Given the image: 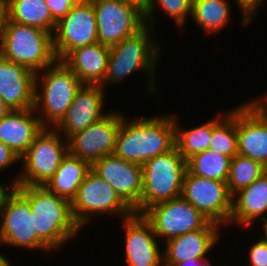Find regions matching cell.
I'll use <instances>...</instances> for the list:
<instances>
[{"label":"cell","instance_id":"39","mask_svg":"<svg viewBox=\"0 0 267 266\" xmlns=\"http://www.w3.org/2000/svg\"><path fill=\"white\" fill-rule=\"evenodd\" d=\"M253 100V104L267 117V93Z\"/></svg>","mask_w":267,"mask_h":266},{"label":"cell","instance_id":"23","mask_svg":"<svg viewBox=\"0 0 267 266\" xmlns=\"http://www.w3.org/2000/svg\"><path fill=\"white\" fill-rule=\"evenodd\" d=\"M267 172L232 197L230 224L252 227L258 218L267 221ZM234 222V223H233ZM245 226V227H243Z\"/></svg>","mask_w":267,"mask_h":266},{"label":"cell","instance_id":"5","mask_svg":"<svg viewBox=\"0 0 267 266\" xmlns=\"http://www.w3.org/2000/svg\"><path fill=\"white\" fill-rule=\"evenodd\" d=\"M187 161L175 146L142 165V195L140 214L153 205L180 197Z\"/></svg>","mask_w":267,"mask_h":266},{"label":"cell","instance_id":"35","mask_svg":"<svg viewBox=\"0 0 267 266\" xmlns=\"http://www.w3.org/2000/svg\"><path fill=\"white\" fill-rule=\"evenodd\" d=\"M16 162H21L20 157L0 141V172L7 170L8 166L12 167Z\"/></svg>","mask_w":267,"mask_h":266},{"label":"cell","instance_id":"28","mask_svg":"<svg viewBox=\"0 0 267 266\" xmlns=\"http://www.w3.org/2000/svg\"><path fill=\"white\" fill-rule=\"evenodd\" d=\"M174 115L176 147L187 161L190 157L209 149L212 136V119L199 126L184 129L178 124Z\"/></svg>","mask_w":267,"mask_h":266},{"label":"cell","instance_id":"4","mask_svg":"<svg viewBox=\"0 0 267 266\" xmlns=\"http://www.w3.org/2000/svg\"><path fill=\"white\" fill-rule=\"evenodd\" d=\"M40 72L35 77L34 111L44 128H54L83 84L61 60Z\"/></svg>","mask_w":267,"mask_h":266},{"label":"cell","instance_id":"19","mask_svg":"<svg viewBox=\"0 0 267 266\" xmlns=\"http://www.w3.org/2000/svg\"><path fill=\"white\" fill-rule=\"evenodd\" d=\"M36 73L0 55V98L12 110L34 108Z\"/></svg>","mask_w":267,"mask_h":266},{"label":"cell","instance_id":"33","mask_svg":"<svg viewBox=\"0 0 267 266\" xmlns=\"http://www.w3.org/2000/svg\"><path fill=\"white\" fill-rule=\"evenodd\" d=\"M264 1L265 0H235V3L241 11L240 14L242 16V26L247 27L250 22H253V18L255 17V13H257V9L262 6Z\"/></svg>","mask_w":267,"mask_h":266},{"label":"cell","instance_id":"27","mask_svg":"<svg viewBox=\"0 0 267 266\" xmlns=\"http://www.w3.org/2000/svg\"><path fill=\"white\" fill-rule=\"evenodd\" d=\"M217 115L212 120V136L209 149L230 157L238 154V141L236 131V108Z\"/></svg>","mask_w":267,"mask_h":266},{"label":"cell","instance_id":"16","mask_svg":"<svg viewBox=\"0 0 267 266\" xmlns=\"http://www.w3.org/2000/svg\"><path fill=\"white\" fill-rule=\"evenodd\" d=\"M126 266H162L163 249L159 247L151 223L143 214L124 218Z\"/></svg>","mask_w":267,"mask_h":266},{"label":"cell","instance_id":"2","mask_svg":"<svg viewBox=\"0 0 267 266\" xmlns=\"http://www.w3.org/2000/svg\"><path fill=\"white\" fill-rule=\"evenodd\" d=\"M29 201L37 235L53 250L76 237L81 228L74 220L71 202L46 186H15Z\"/></svg>","mask_w":267,"mask_h":266},{"label":"cell","instance_id":"21","mask_svg":"<svg viewBox=\"0 0 267 266\" xmlns=\"http://www.w3.org/2000/svg\"><path fill=\"white\" fill-rule=\"evenodd\" d=\"M220 229H199L167 240L164 244L163 264L174 266L189 259H205L220 240ZM207 255V256H206Z\"/></svg>","mask_w":267,"mask_h":266},{"label":"cell","instance_id":"6","mask_svg":"<svg viewBox=\"0 0 267 266\" xmlns=\"http://www.w3.org/2000/svg\"><path fill=\"white\" fill-rule=\"evenodd\" d=\"M0 55L35 73L58 60L53 46V34L9 19L6 22Z\"/></svg>","mask_w":267,"mask_h":266},{"label":"cell","instance_id":"40","mask_svg":"<svg viewBox=\"0 0 267 266\" xmlns=\"http://www.w3.org/2000/svg\"><path fill=\"white\" fill-rule=\"evenodd\" d=\"M13 188L12 185L8 184V185H2V183L0 184V208L2 206L3 200L6 197L7 193Z\"/></svg>","mask_w":267,"mask_h":266},{"label":"cell","instance_id":"13","mask_svg":"<svg viewBox=\"0 0 267 266\" xmlns=\"http://www.w3.org/2000/svg\"><path fill=\"white\" fill-rule=\"evenodd\" d=\"M96 42H98L97 22L92 2L80 0L56 23L53 33L56 57L62 60L75 48Z\"/></svg>","mask_w":267,"mask_h":266},{"label":"cell","instance_id":"15","mask_svg":"<svg viewBox=\"0 0 267 266\" xmlns=\"http://www.w3.org/2000/svg\"><path fill=\"white\" fill-rule=\"evenodd\" d=\"M91 169L113 187L121 200L140 214L142 195V165L108 155L95 161Z\"/></svg>","mask_w":267,"mask_h":266},{"label":"cell","instance_id":"26","mask_svg":"<svg viewBox=\"0 0 267 266\" xmlns=\"http://www.w3.org/2000/svg\"><path fill=\"white\" fill-rule=\"evenodd\" d=\"M230 8L229 0H193L191 18L207 36L217 34L231 22Z\"/></svg>","mask_w":267,"mask_h":266},{"label":"cell","instance_id":"30","mask_svg":"<svg viewBox=\"0 0 267 266\" xmlns=\"http://www.w3.org/2000/svg\"><path fill=\"white\" fill-rule=\"evenodd\" d=\"M266 172L267 168L261 163L237 154L230 161L229 176L227 179L230 194L233 196L241 189L248 187Z\"/></svg>","mask_w":267,"mask_h":266},{"label":"cell","instance_id":"34","mask_svg":"<svg viewBox=\"0 0 267 266\" xmlns=\"http://www.w3.org/2000/svg\"><path fill=\"white\" fill-rule=\"evenodd\" d=\"M79 1L80 0H45L52 18L56 22L66 16L71 11V8Z\"/></svg>","mask_w":267,"mask_h":266},{"label":"cell","instance_id":"31","mask_svg":"<svg viewBox=\"0 0 267 266\" xmlns=\"http://www.w3.org/2000/svg\"><path fill=\"white\" fill-rule=\"evenodd\" d=\"M156 4L157 7L163 9L164 13H166L170 19L172 18L174 20L177 27L179 26L181 30V28L185 26L184 24H186L185 22H187L186 19L188 16H191L193 0H150L148 10L145 14V20L146 25L152 28L155 26V21L153 19H156L154 15L157 11Z\"/></svg>","mask_w":267,"mask_h":266},{"label":"cell","instance_id":"37","mask_svg":"<svg viewBox=\"0 0 267 266\" xmlns=\"http://www.w3.org/2000/svg\"><path fill=\"white\" fill-rule=\"evenodd\" d=\"M208 258L189 259L187 261L176 263L174 266H212Z\"/></svg>","mask_w":267,"mask_h":266},{"label":"cell","instance_id":"18","mask_svg":"<svg viewBox=\"0 0 267 266\" xmlns=\"http://www.w3.org/2000/svg\"><path fill=\"white\" fill-rule=\"evenodd\" d=\"M105 90L101 85L83 84L74 97L69 109L54 127L65 139L98 122L109 112H103Z\"/></svg>","mask_w":267,"mask_h":266},{"label":"cell","instance_id":"11","mask_svg":"<svg viewBox=\"0 0 267 266\" xmlns=\"http://www.w3.org/2000/svg\"><path fill=\"white\" fill-rule=\"evenodd\" d=\"M181 196L211 222L224 227L230 225L233 196L227 182L194 175L187 170Z\"/></svg>","mask_w":267,"mask_h":266},{"label":"cell","instance_id":"17","mask_svg":"<svg viewBox=\"0 0 267 266\" xmlns=\"http://www.w3.org/2000/svg\"><path fill=\"white\" fill-rule=\"evenodd\" d=\"M252 100L236 107L238 154L267 168V117Z\"/></svg>","mask_w":267,"mask_h":266},{"label":"cell","instance_id":"9","mask_svg":"<svg viewBox=\"0 0 267 266\" xmlns=\"http://www.w3.org/2000/svg\"><path fill=\"white\" fill-rule=\"evenodd\" d=\"M72 215L80 228H85L90 219L102 215H121L127 218L134 212L121 200L112 186L92 169L80 184L71 201ZM100 214V215H99Z\"/></svg>","mask_w":267,"mask_h":266},{"label":"cell","instance_id":"43","mask_svg":"<svg viewBox=\"0 0 267 266\" xmlns=\"http://www.w3.org/2000/svg\"><path fill=\"white\" fill-rule=\"evenodd\" d=\"M263 225H264V227H263V229H264L263 238L267 241V221H264Z\"/></svg>","mask_w":267,"mask_h":266},{"label":"cell","instance_id":"25","mask_svg":"<svg viewBox=\"0 0 267 266\" xmlns=\"http://www.w3.org/2000/svg\"><path fill=\"white\" fill-rule=\"evenodd\" d=\"M7 5L10 21L54 33L57 22L45 0H7Z\"/></svg>","mask_w":267,"mask_h":266},{"label":"cell","instance_id":"22","mask_svg":"<svg viewBox=\"0 0 267 266\" xmlns=\"http://www.w3.org/2000/svg\"><path fill=\"white\" fill-rule=\"evenodd\" d=\"M110 47L99 42L70 51L61 61L82 84L101 85L107 73Z\"/></svg>","mask_w":267,"mask_h":266},{"label":"cell","instance_id":"24","mask_svg":"<svg viewBox=\"0 0 267 266\" xmlns=\"http://www.w3.org/2000/svg\"><path fill=\"white\" fill-rule=\"evenodd\" d=\"M90 170L89 162L68 153L45 186L59 197L71 202Z\"/></svg>","mask_w":267,"mask_h":266},{"label":"cell","instance_id":"7","mask_svg":"<svg viewBox=\"0 0 267 266\" xmlns=\"http://www.w3.org/2000/svg\"><path fill=\"white\" fill-rule=\"evenodd\" d=\"M54 128H44L20 158L23 163L21 175L12 178L15 186H45L68 154V141ZM65 139V140H64Z\"/></svg>","mask_w":267,"mask_h":266},{"label":"cell","instance_id":"20","mask_svg":"<svg viewBox=\"0 0 267 266\" xmlns=\"http://www.w3.org/2000/svg\"><path fill=\"white\" fill-rule=\"evenodd\" d=\"M34 108L12 110L0 120V141L20 158L44 129Z\"/></svg>","mask_w":267,"mask_h":266},{"label":"cell","instance_id":"32","mask_svg":"<svg viewBox=\"0 0 267 266\" xmlns=\"http://www.w3.org/2000/svg\"><path fill=\"white\" fill-rule=\"evenodd\" d=\"M248 261L251 266H267V241L261 237L250 246Z\"/></svg>","mask_w":267,"mask_h":266},{"label":"cell","instance_id":"3","mask_svg":"<svg viewBox=\"0 0 267 266\" xmlns=\"http://www.w3.org/2000/svg\"><path fill=\"white\" fill-rule=\"evenodd\" d=\"M153 32L151 26L146 25L135 35L123 39L120 43L110 47L107 73L101 86L116 85L136 70L143 71L148 77L147 93L157 94L155 86V68L160 59L161 44L156 38H151ZM154 39V40H153ZM149 87V88H148Z\"/></svg>","mask_w":267,"mask_h":266},{"label":"cell","instance_id":"1","mask_svg":"<svg viewBox=\"0 0 267 266\" xmlns=\"http://www.w3.org/2000/svg\"><path fill=\"white\" fill-rule=\"evenodd\" d=\"M176 146L174 113L131 118L123 117L113 155L143 165L151 158Z\"/></svg>","mask_w":267,"mask_h":266},{"label":"cell","instance_id":"12","mask_svg":"<svg viewBox=\"0 0 267 266\" xmlns=\"http://www.w3.org/2000/svg\"><path fill=\"white\" fill-rule=\"evenodd\" d=\"M96 15L98 42L112 47L146 26L145 14L120 0H90Z\"/></svg>","mask_w":267,"mask_h":266},{"label":"cell","instance_id":"10","mask_svg":"<svg viewBox=\"0 0 267 266\" xmlns=\"http://www.w3.org/2000/svg\"><path fill=\"white\" fill-rule=\"evenodd\" d=\"M143 216L151 223L157 239L170 240L199 229H221L182 196L148 208Z\"/></svg>","mask_w":267,"mask_h":266},{"label":"cell","instance_id":"38","mask_svg":"<svg viewBox=\"0 0 267 266\" xmlns=\"http://www.w3.org/2000/svg\"><path fill=\"white\" fill-rule=\"evenodd\" d=\"M120 1L135 6L136 8L141 10L144 14H146L150 4V0H120Z\"/></svg>","mask_w":267,"mask_h":266},{"label":"cell","instance_id":"41","mask_svg":"<svg viewBox=\"0 0 267 266\" xmlns=\"http://www.w3.org/2000/svg\"><path fill=\"white\" fill-rule=\"evenodd\" d=\"M11 110L9 107L5 104V102L0 98V120L4 118L8 113H10Z\"/></svg>","mask_w":267,"mask_h":266},{"label":"cell","instance_id":"44","mask_svg":"<svg viewBox=\"0 0 267 266\" xmlns=\"http://www.w3.org/2000/svg\"><path fill=\"white\" fill-rule=\"evenodd\" d=\"M10 262H12V261H8L6 264H4L3 266H11V263Z\"/></svg>","mask_w":267,"mask_h":266},{"label":"cell","instance_id":"14","mask_svg":"<svg viewBox=\"0 0 267 266\" xmlns=\"http://www.w3.org/2000/svg\"><path fill=\"white\" fill-rule=\"evenodd\" d=\"M123 117L118 111H109L98 122L74 133L67 139L68 153L91 165L100 158L112 155Z\"/></svg>","mask_w":267,"mask_h":266},{"label":"cell","instance_id":"36","mask_svg":"<svg viewBox=\"0 0 267 266\" xmlns=\"http://www.w3.org/2000/svg\"><path fill=\"white\" fill-rule=\"evenodd\" d=\"M7 20H8L7 0H0V48L3 42V36Z\"/></svg>","mask_w":267,"mask_h":266},{"label":"cell","instance_id":"42","mask_svg":"<svg viewBox=\"0 0 267 266\" xmlns=\"http://www.w3.org/2000/svg\"><path fill=\"white\" fill-rule=\"evenodd\" d=\"M10 259H8L5 255L0 253V266L6 264Z\"/></svg>","mask_w":267,"mask_h":266},{"label":"cell","instance_id":"29","mask_svg":"<svg viewBox=\"0 0 267 266\" xmlns=\"http://www.w3.org/2000/svg\"><path fill=\"white\" fill-rule=\"evenodd\" d=\"M231 158L207 149L187 160V170L194 175L227 182Z\"/></svg>","mask_w":267,"mask_h":266},{"label":"cell","instance_id":"8","mask_svg":"<svg viewBox=\"0 0 267 266\" xmlns=\"http://www.w3.org/2000/svg\"><path fill=\"white\" fill-rule=\"evenodd\" d=\"M0 221V245L52 251L37 235L29 201L15 187L3 200Z\"/></svg>","mask_w":267,"mask_h":266}]
</instances>
